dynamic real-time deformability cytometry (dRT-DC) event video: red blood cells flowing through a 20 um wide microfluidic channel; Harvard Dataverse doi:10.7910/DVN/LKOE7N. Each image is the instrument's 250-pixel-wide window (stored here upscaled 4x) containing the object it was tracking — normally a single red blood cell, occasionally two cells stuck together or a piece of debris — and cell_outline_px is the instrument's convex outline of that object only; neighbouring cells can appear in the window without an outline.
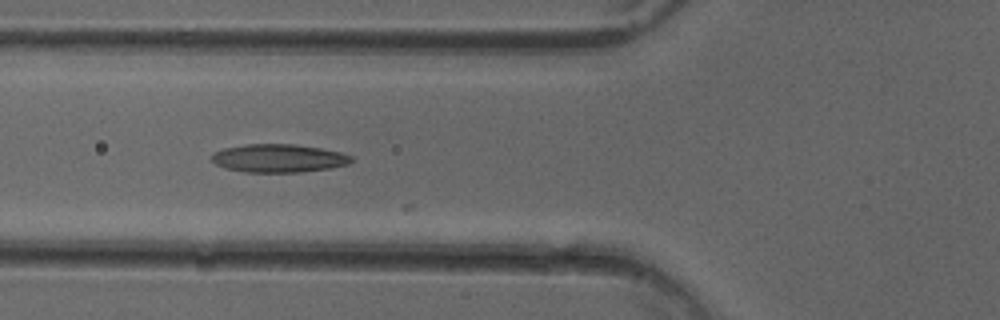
{"species": "common noctule bat (a hibernating species)", "species_latin": "Nyctalus noctula", "temperature_condition": "cold", "stored_images_in_passage": 23, "camera_frame_rate_fps": 3000, "um_per_image_px": 0.085, "animal": {"sex": "female"}, "frame": {"image": 1, "passage_image": 19, "time_ms": 6.0, "image_size_px": [1000, 320], "cell_outline_px": [[352, 160], [348, 164], [328, 168], [300, 172], [244, 172], [224, 168], [216, 164], [212, 160], [212, 152], [224, 148], [248, 144], [292, 144], [320, 148], [340, 152], [352, 156]], "centroid_in_image_um": [23.65, 13.45], "position_along_channel_um": 102.2, "area_um2": 22.83}}
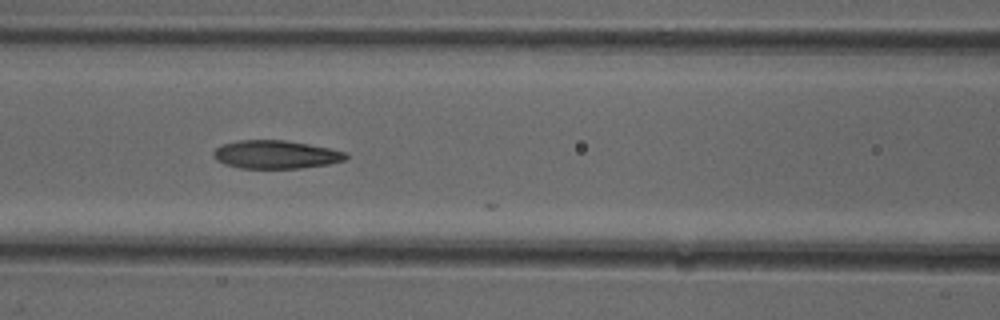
{"frame": {"image": 2, "passage_image": 22, "time_ms": 7.0, "image_size_px": [1000, 320], "cell_outline_px": [[348, 156], [344, 160], [328, 164], [300, 168], [240, 168], [224, 164], [216, 160], [212, 156], [212, 152], [220, 144], [240, 140], [284, 140], [308, 144], [348, 152]], "centroid_in_image_um": [23.4, 13.13], "position_along_channel_um": 143.2, "area_um2": 21.85}}